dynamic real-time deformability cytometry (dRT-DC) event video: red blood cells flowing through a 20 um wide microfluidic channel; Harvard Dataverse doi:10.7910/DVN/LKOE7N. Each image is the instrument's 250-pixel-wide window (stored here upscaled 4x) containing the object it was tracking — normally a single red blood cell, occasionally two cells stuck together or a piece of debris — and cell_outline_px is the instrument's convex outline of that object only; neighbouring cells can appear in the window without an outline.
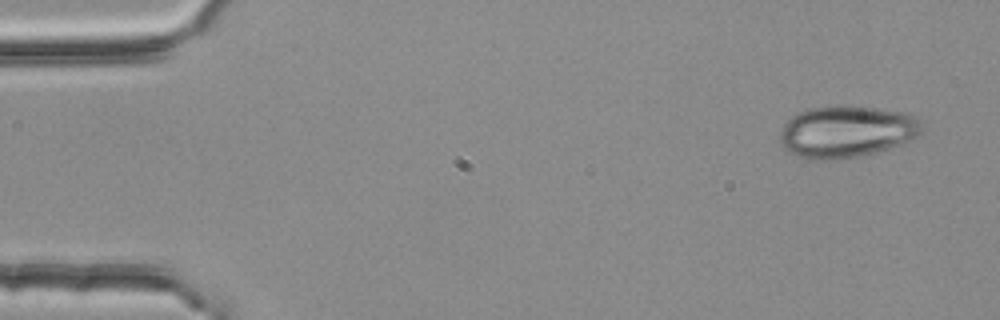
{"species": "common noctule bat (a hibernating species)", "species_latin": "Nyctalus noctula", "temperature_condition": "room temperature", "stored_images_in_passage": 2, "camera_frame_rate_fps": 3000, "um_per_image_px": 0.085, "animal": {"sex": "female", "body_mass_g": 25.1}, "frame": {"image": 1, "passage_image": 2, "time_ms": 0.333, "image_size_px": [1000, 320], "cell_outline_px": [[924, 128], [916, 136], [904, 144], [876, 152], [860, 156], [824, 160], [812, 160], [788, 152], [780, 144], [780, 132], [784, 124], [796, 112], [808, 108], [876, 108], [908, 112], [916, 116], [920, 120]], "centroid_in_image_um": [71.98, 11.21], "position_along_channel_um": 13.0, "area_um2": 42.54}}